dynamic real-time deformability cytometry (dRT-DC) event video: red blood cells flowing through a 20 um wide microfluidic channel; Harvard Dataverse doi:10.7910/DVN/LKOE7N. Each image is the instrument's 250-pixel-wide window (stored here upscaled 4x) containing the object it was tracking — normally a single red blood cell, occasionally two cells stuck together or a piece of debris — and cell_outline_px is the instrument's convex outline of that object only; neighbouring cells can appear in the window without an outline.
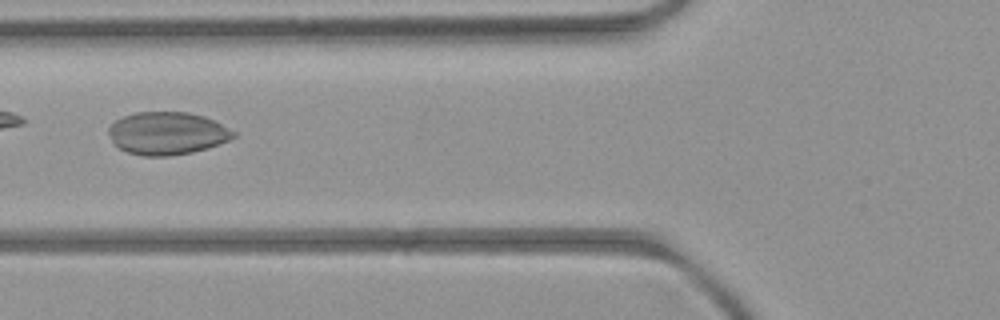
{"species": "common noctule bat (a hibernating species)", "species_latin": "Nyctalus noctula", "temperature_condition": "room temperature", "stored_images_in_passage": 3, "camera_frame_rate_fps": 3000, "um_per_image_px": 0.085, "animal": {"sex": "female", "body_mass_g": 21.9}, "frame": {"image": 1, "passage_image": 2, "time_ms": 1.0, "image_size_px": [1000, 320], "cell_outline_px": [[236, 136], [228, 140], [208, 148], [192, 152], [168, 156], [144, 156], [128, 152], [112, 144], [108, 132], [108, 128], [116, 120], [124, 116], [136, 112], [188, 112], [204, 116], [236, 132]], "centroid_in_image_um": [14.18, 11.33], "position_along_channel_um": 111.6, "area_um2": 30.98}}
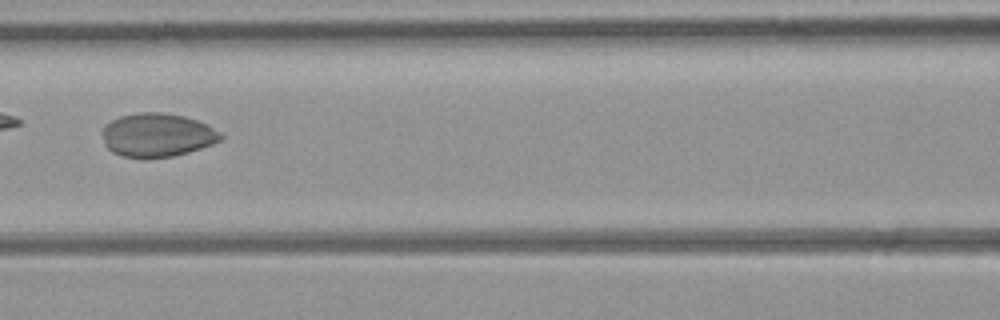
{"frame": {"image": 2, "passage_image": 3, "time_ms": 2.0, "image_size_px": [1000, 320], "cell_outline_px": [[224, 136], [220, 140], [212, 144], [188, 152], [172, 156], [124, 156], [112, 152], [104, 144], [104, 124], [120, 116], [140, 112], [164, 112], [184, 116], [208, 124], [220, 132]], "centroid_in_image_um": [13.39, 11.44], "position_along_channel_um": 153.2, "area_um2": 29.65}}